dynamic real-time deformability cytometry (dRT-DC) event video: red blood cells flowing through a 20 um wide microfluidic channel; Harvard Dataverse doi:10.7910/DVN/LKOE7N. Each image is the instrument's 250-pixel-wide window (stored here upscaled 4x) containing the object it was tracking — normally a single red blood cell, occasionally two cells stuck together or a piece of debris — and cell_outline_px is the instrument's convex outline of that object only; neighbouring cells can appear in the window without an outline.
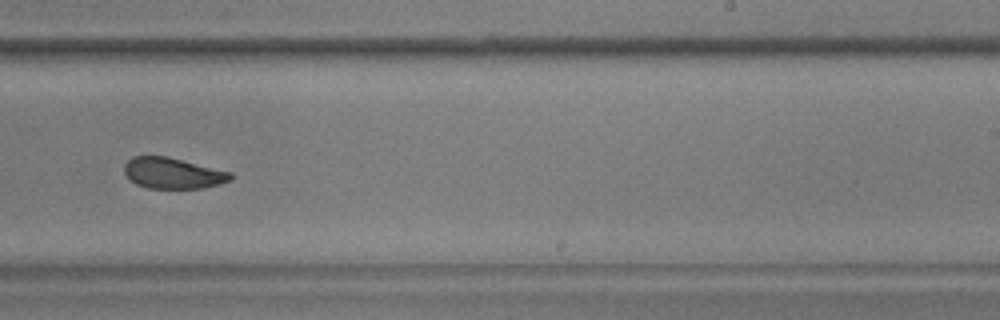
{"species": "common noctule bat (a hibernating species)", "species_latin": "Nyctalus noctula", "temperature_condition": "warm", "stored_images_in_passage": 53, "camera_frame_rate_fps": 3000, "um_per_image_px": 0.085, "animal": {"sex": "male", "body_mass_g": 17.9, "forearm_length_mm": 54.2}, "frame": {"image": 1, "passage_image": 31, "time_ms": 10.0, "image_size_px": [1000, 320], "cell_outline_px": [[236, 176], [232, 180], [220, 184], [204, 188], [148, 188], [136, 184], [124, 172], [124, 164], [132, 156], [164, 156], [232, 172]], "centroid_in_image_um": [14.73, 14.73], "position_along_channel_um": 274.3, "area_um2": 19.13}, "authors_computed_cell_mechanics": {"area_um2": 20.4034, "velocity_mm_per_s": 3.5783, "shape_relaxation_time_tau1_ms": 7.8726, "shape_relaxation_time_tau2_ms": 2.2153, "deformation_change_tau1": 0.1623, "deformation_change_tau2": 0.0585}}